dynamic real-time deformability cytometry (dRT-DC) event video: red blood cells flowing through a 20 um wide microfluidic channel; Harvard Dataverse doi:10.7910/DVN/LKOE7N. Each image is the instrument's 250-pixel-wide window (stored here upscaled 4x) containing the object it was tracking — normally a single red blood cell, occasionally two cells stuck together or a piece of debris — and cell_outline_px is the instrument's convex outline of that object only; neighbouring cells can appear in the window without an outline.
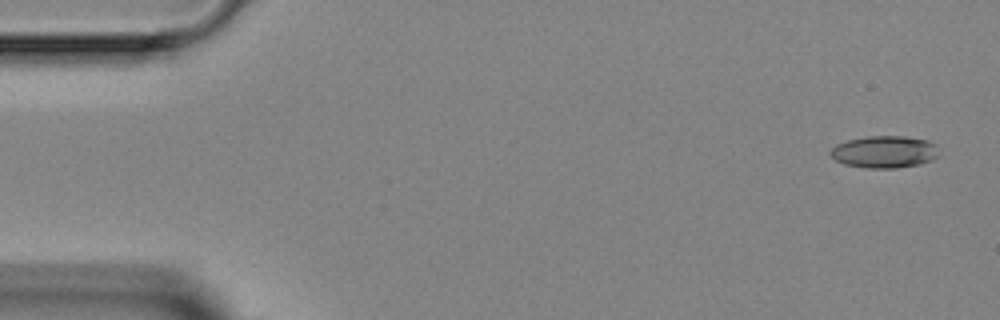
{"species": "Egyptian fruit bat (a non-hibernating species)", "species_latin": "Rousettus aegyptiacus", "temperature_condition": "room temperature", "stored_images_in_passage": 4, "camera_frame_rate_fps": 3000, "um_per_image_px": 0.085, "animal": {"sex": "female"}, "frame": {"image": 1, "passage_image": 1, "time_ms": 0.0, "image_size_px": [1000, 320], "cell_outline_px": [[936, 156], [932, 160], [920, 164], [896, 168], [864, 168], [844, 164], [828, 156], [828, 152], [836, 144], [848, 140], [868, 136], [904, 136], [928, 140], [936, 144]], "centroid_in_image_um": [75.13, 12.91], "position_along_channel_um": 9.9, "area_um2": 20.4}}
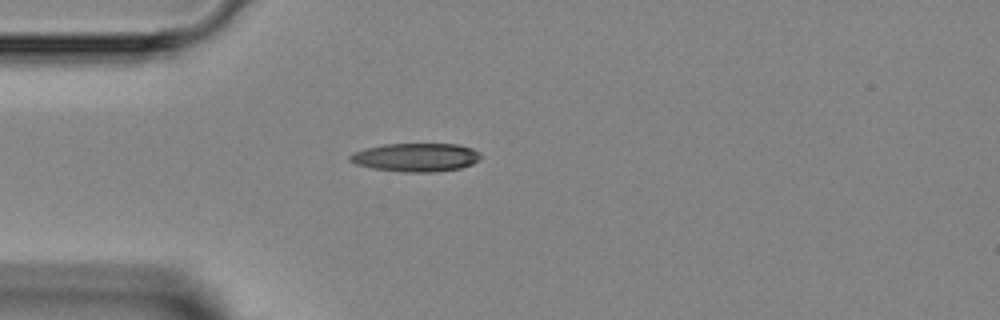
{"frame": {"image": 2, "passage_image": 4, "time_ms": 3.667, "image_size_px": [1000, 320], "cell_outline_px": [[480, 160], [472, 164], [460, 168], [432, 172], [404, 172], [372, 168], [356, 164], [348, 160], [348, 156], [352, 152], [364, 148], [384, 144], [456, 144], [472, 148], [480, 156]], "centroid_in_image_um": [35.3, 13.37], "position_along_channel_um": 49.7, "area_um2": 21.68}}